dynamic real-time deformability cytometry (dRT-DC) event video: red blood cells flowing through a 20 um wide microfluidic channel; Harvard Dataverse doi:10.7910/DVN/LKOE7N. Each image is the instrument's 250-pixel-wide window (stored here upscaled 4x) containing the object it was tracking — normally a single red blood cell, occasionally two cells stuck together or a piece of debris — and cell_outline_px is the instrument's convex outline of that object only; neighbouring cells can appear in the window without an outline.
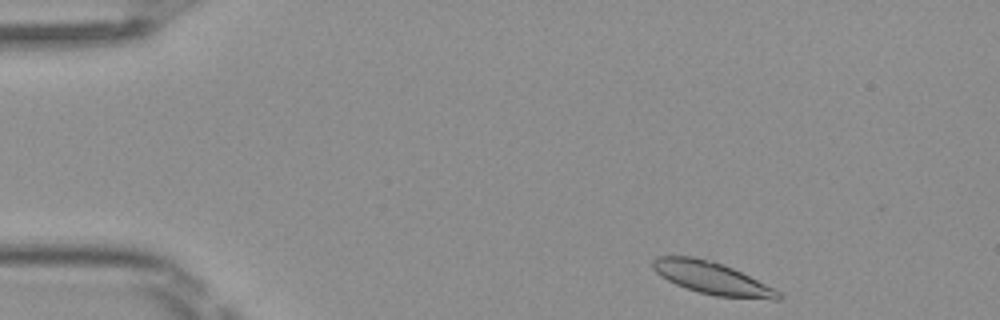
{"species": "Egyptian fruit bat (a non-hibernating species)", "species_latin": "Rousettus aegyptiacus", "temperature_condition": "room temperature", "stored_images_in_passage": 5, "camera_frame_rate_fps": 3000, "um_per_image_px": 0.085, "frame": {"image": 1, "passage_image": 1, "time_ms": 0.0, "image_size_px": [1000, 320], "cell_outline_px": [[784, 296], [780, 300], [772, 300], [716, 296], [700, 292], [676, 284], [668, 280], [656, 272], [652, 268], [652, 260], [656, 256], [696, 256], [712, 260], [724, 264], [780, 292]], "centroid_in_image_um": [60.51, 23.63], "position_along_channel_um": 24.5, "area_um2": 23.52}}
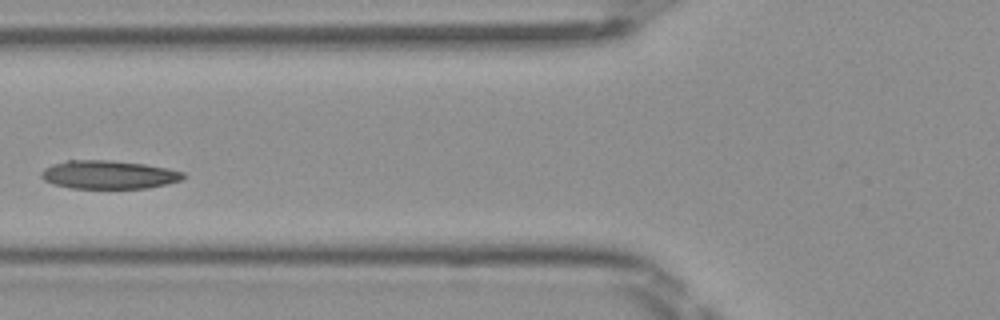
{"frame": {"image": 2, "passage_image": 4, "time_ms": 1.0, "image_size_px": [1000, 320], "cell_outline_px": [[184, 176], [180, 180], [148, 188], [72, 188], [52, 184], [44, 180], [40, 176], [40, 172], [44, 168], [52, 164], [68, 160], [112, 160], [144, 164], [168, 168], [184, 172]], "centroid_in_image_um": [9.19, 14.84], "position_along_channel_um": 116.6, "area_um2": 23.47}}
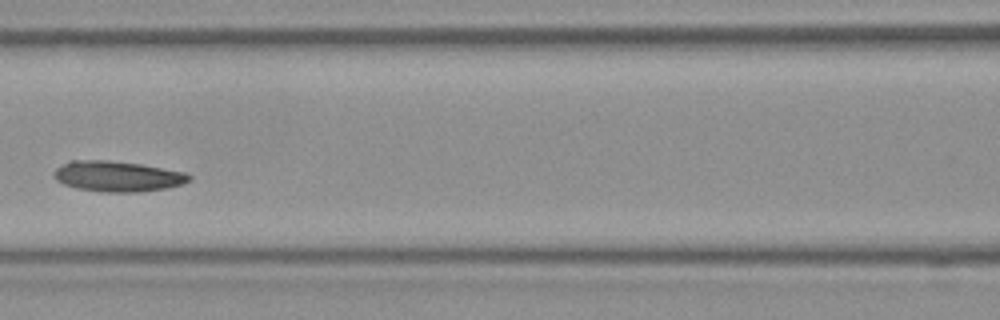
{"frame": {"image": 3, "passage_image": 5, "time_ms": 1.333, "image_size_px": [1000, 320], "cell_outline_px": [[192, 180], [184, 184], [168, 188], [136, 192], [108, 192], [76, 188], [64, 184], [56, 180], [52, 172], [56, 168], [68, 160], [108, 160], [140, 164], [188, 172], [192, 176]], "centroid_in_image_um": [10.02, 14.98], "position_along_channel_um": 156.6, "area_um2": 24.33}}